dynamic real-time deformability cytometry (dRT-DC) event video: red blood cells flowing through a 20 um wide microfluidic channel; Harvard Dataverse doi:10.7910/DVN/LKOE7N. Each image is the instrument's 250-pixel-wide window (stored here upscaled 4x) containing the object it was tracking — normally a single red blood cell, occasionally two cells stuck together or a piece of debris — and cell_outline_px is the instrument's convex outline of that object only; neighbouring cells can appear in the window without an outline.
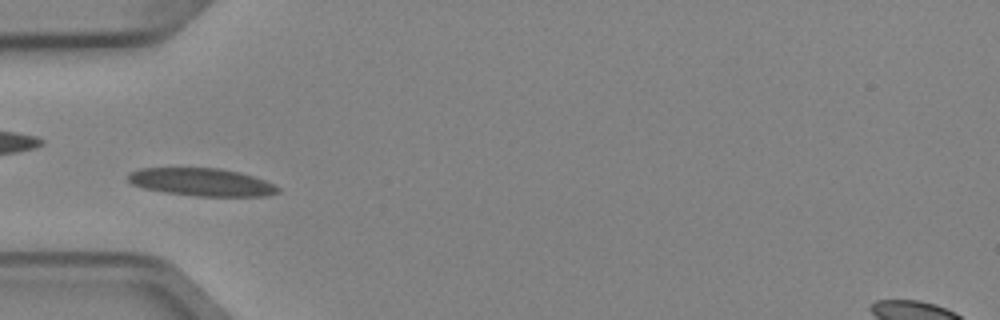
{"species": "Egyptian fruit bat (a non-hibernating species)", "species_latin": "Rousettus aegyptiacus", "temperature_condition": "cold", "stored_images_in_passage": 3, "camera_frame_rate_fps": 3000, "um_per_image_px": 0.085, "animal": {"sex": "female"}, "frame": {"image": 1, "passage_image": 3, "time_ms": 0.667, "image_size_px": [1000, 320], "cell_outline_px": [[280, 192], [268, 196], [196, 196], [164, 192], [144, 188], [132, 184], [128, 180], [128, 172], [140, 168], [220, 168], [240, 172], [264, 180], [280, 188]], "centroid_in_image_um": [17.13, 15.48], "position_along_channel_um": 67.9, "area_um2": 24.28}}